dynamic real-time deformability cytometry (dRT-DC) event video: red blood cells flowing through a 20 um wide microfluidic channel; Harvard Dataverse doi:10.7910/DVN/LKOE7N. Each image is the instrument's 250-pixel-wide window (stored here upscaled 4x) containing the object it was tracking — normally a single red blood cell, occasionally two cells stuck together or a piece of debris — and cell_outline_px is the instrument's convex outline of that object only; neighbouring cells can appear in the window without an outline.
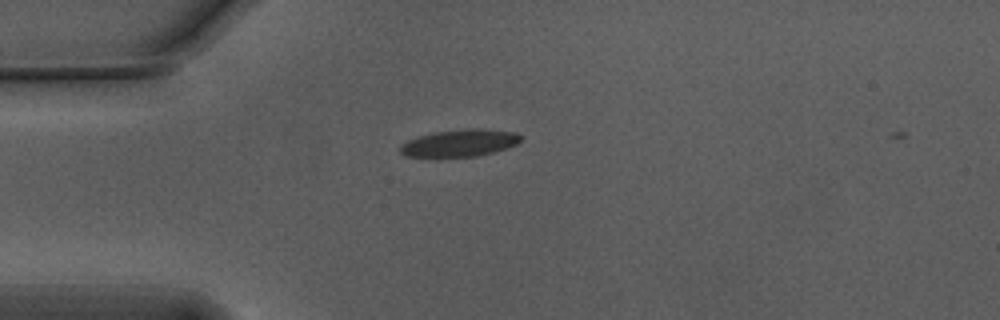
{"species": "Egyptian fruit bat (a non-hibernating species)", "species_latin": "Rousettus aegyptiacus", "temperature_condition": "warm", "stored_images_in_passage": 41, "camera_frame_rate_fps": 3000, "um_per_image_px": 0.085, "animal": {"sex": "male"}, "frame": {"image": 1, "passage_image": 2, "time_ms": 0.333, "image_size_px": [1000, 320], "cell_outline_px": [[524, 136], [516, 144], [492, 152], [476, 156], [408, 156], [400, 152], [400, 144], [408, 140], [432, 132], [468, 128], [476, 128], [516, 132]], "centroid_in_image_um": [39.09, 12.13], "position_along_channel_um": 45.9, "area_um2": 18.79}}
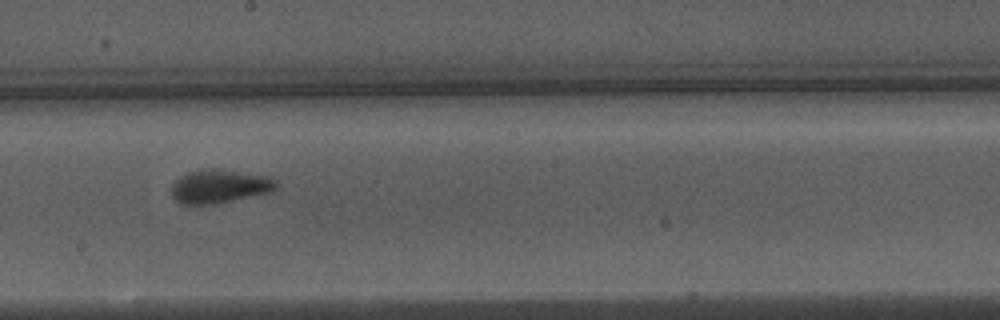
{"frame": {"image": 2, "passage_image": 18, "time_ms": 5.667, "image_size_px": [1000, 320], "cell_outline_px": [[276, 188], [272, 192], [216, 204], [180, 204], [172, 196], [172, 184], [180, 176], [188, 172], [236, 172], [268, 176], [276, 184]], "centroid_in_image_um": [18.64, 15.91], "position_along_channel_um": 229.6, "area_um2": 19.48}}
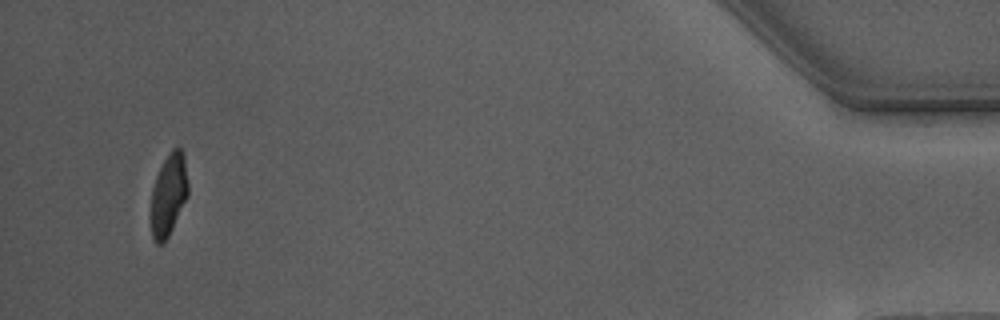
{"frame": {"image": 3, "passage_image": 40, "time_ms": 13.0, "image_size_px": [1000, 320], "cell_outline_px": [[188, 196], [164, 244], [156, 244], [152, 236], [152, 188], [156, 176], [164, 160], [172, 148], [180, 148], [184, 156], [188, 180]], "centroid_in_image_um": [14.35, 16.55], "position_along_channel_um": 420.9, "area_um2": 17.51}}